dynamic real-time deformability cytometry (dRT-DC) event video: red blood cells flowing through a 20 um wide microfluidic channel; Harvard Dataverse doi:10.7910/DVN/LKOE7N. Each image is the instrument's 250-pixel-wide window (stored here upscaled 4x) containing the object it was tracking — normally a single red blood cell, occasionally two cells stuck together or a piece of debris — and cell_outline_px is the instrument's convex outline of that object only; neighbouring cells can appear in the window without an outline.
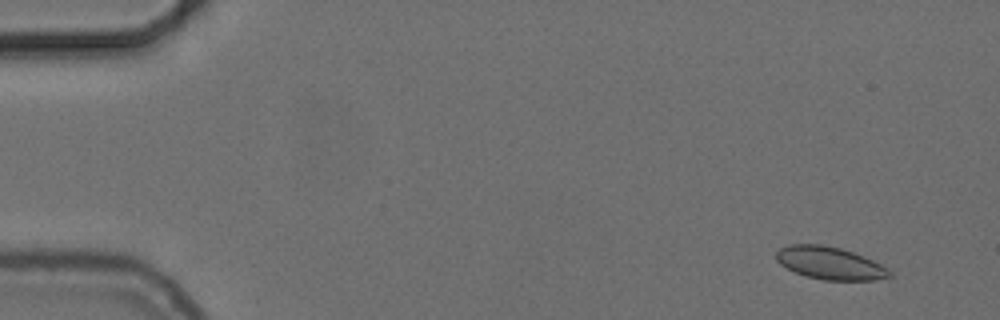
{"species": "common noctule bat (a hibernating species)", "species_latin": "Nyctalus noctula", "temperature_condition": "cold", "stored_images_in_passage": 57, "camera_frame_rate_fps": 3000, "um_per_image_px": 0.085, "animal": {"sex": "female", "body_mass_g": 24.6, "forearm_length_mm": 56.2}, "frame": {"image": 1, "passage_image": 5, "time_ms": 1.333, "image_size_px": [1000, 320], "cell_outline_px": [[892, 276], [876, 280], [824, 280], [808, 276], [796, 272], [780, 264], [776, 260], [776, 252], [780, 248], [788, 244], [820, 244], [840, 248], [852, 252], [872, 260], [888, 268], [892, 272]], "centroid_in_image_um": [70.54, 22.36], "position_along_channel_um": 14.5, "area_um2": 21.39}}
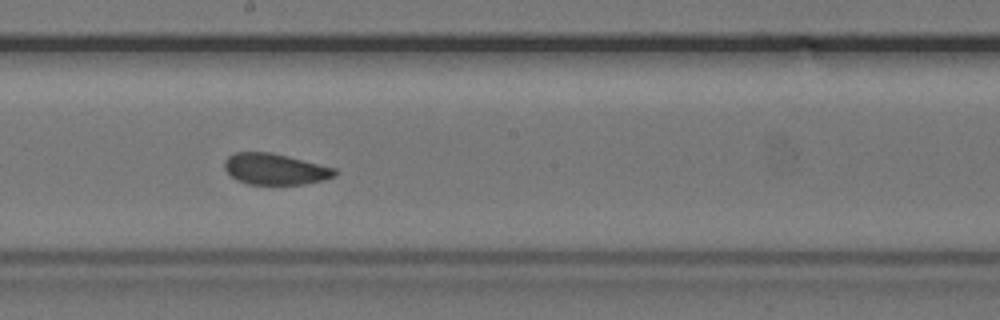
{"frame": {"image": 2, "passage_image": 32, "time_ms": 10.333, "image_size_px": [1000, 320], "cell_outline_px": [[340, 172], [336, 176], [324, 180], [304, 184], [248, 184], [236, 180], [224, 168], [224, 160], [228, 156], [236, 152], [272, 152], [336, 168]], "centroid_in_image_um": [23.41, 14.37], "position_along_channel_um": 224.8, "area_um2": 20.17}}
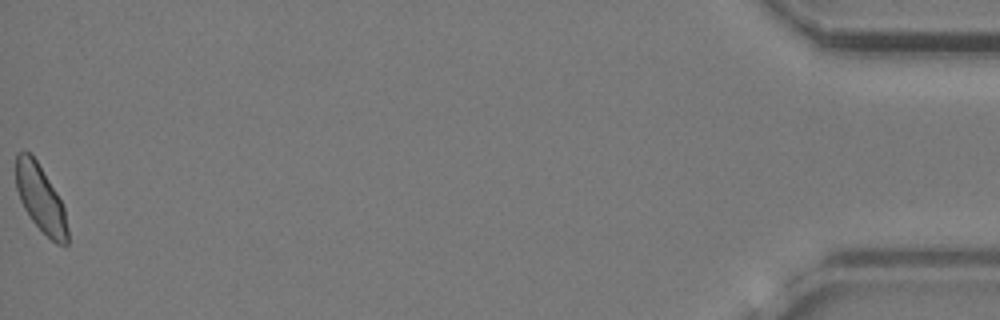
{"frame": {"image": 3, "passage_image": 57, "time_ms": 18.667, "image_size_px": [1000, 320], "cell_outline_px": [[68, 244], [56, 244], [32, 220], [24, 208], [20, 200], [16, 188], [16, 152], [24, 148], [36, 160], [56, 192], [64, 208], [68, 228]], "centroid_in_image_um": [3.43, 16.85], "position_along_channel_um": 431.8, "area_um2": 19.94}, "authors_computed_cell_mechanics": {"area_um2": 20.8658, "velocity_mm_per_s": 3.685, "shape_relaxation_time_tau1_ms": 5.0658, "shape_relaxation_time_tau2_ms": 2.0385, "deformation_change_tau1": 0.073, "deformation_change_tau2": 0.0646}}